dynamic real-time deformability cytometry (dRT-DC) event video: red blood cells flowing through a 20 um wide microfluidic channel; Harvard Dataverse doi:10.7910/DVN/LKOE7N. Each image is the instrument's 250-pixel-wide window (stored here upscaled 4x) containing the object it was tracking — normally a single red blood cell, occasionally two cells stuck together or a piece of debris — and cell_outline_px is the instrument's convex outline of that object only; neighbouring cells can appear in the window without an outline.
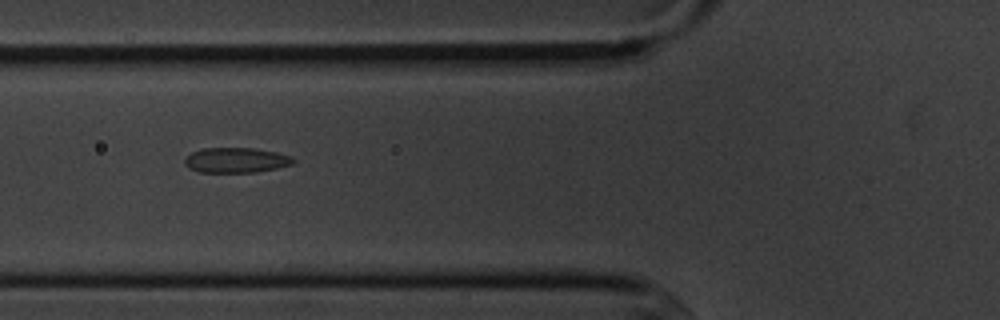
{"species": "common noctule bat (a hibernating species)", "species_latin": "Nyctalus noctula", "temperature_condition": "cold", "stored_images_in_passage": 7, "camera_frame_rate_fps": 3000, "um_per_image_px": 0.085, "animal": {"sex": "male", "body_mass_g": 20.1, "forearm_length_mm": 53.5}, "frame": {"image": 1, "passage_image": 5, "time_ms": 5.667, "image_size_px": [1000, 320], "cell_outline_px": [[296, 160], [292, 164], [276, 168], [256, 172], [200, 172], [188, 168], [184, 164], [184, 160], [192, 152], [204, 148], [252, 148], [276, 152], [292, 156]], "centroid_in_image_um": [20.07, 13.61], "position_along_channel_um": 105.7, "area_um2": 15.84}}
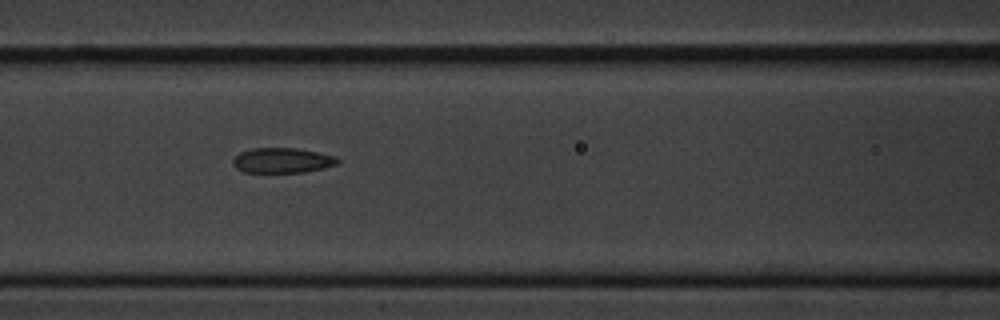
{"frame": {"image": 2, "passage_image": 6, "time_ms": 6.667, "image_size_px": [1000, 320], "cell_outline_px": [[340, 160], [336, 164], [324, 168], [304, 172], [244, 172], [236, 168], [232, 164], [232, 160], [240, 152], [252, 148], [296, 148], [336, 156]], "centroid_in_image_um": [23.98, 13.63], "position_along_channel_um": 142.6, "area_um2": 15.26}}
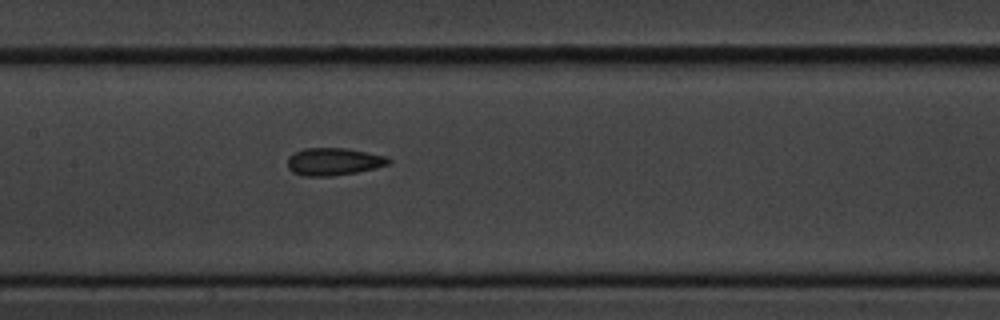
{"frame": {"image": 3, "passage_image": 7, "time_ms": 7.667, "image_size_px": [1000, 320], "cell_outline_px": [[392, 160], [388, 164], [376, 168], [356, 172], [332, 176], [304, 176], [292, 172], [288, 168], [288, 156], [304, 148], [344, 148], [388, 156]], "centroid_in_image_um": [28.36, 13.74], "position_along_channel_um": 179.0, "area_um2": 16.18}}